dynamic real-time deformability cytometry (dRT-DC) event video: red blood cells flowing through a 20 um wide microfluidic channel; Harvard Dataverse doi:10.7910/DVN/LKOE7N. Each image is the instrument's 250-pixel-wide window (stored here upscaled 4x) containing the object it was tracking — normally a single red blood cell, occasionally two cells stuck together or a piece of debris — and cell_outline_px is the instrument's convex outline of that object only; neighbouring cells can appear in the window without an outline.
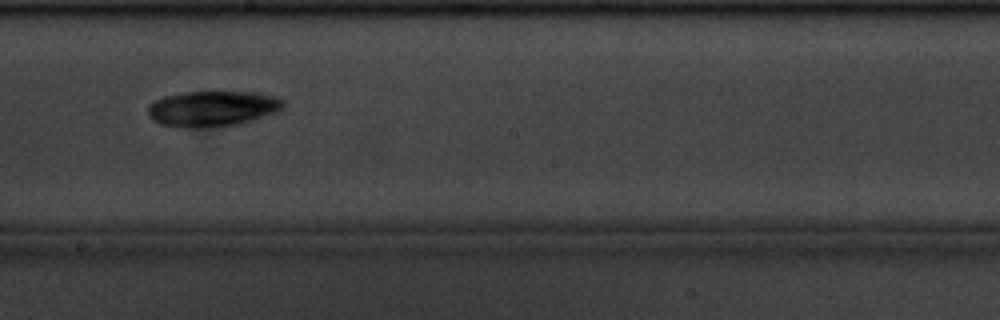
{"species": "common noctule bat (a hibernating species)", "species_latin": "Nyctalus noctula", "temperature_condition": "cold", "stored_images_in_passage": 18, "camera_frame_rate_fps": 3000, "um_per_image_px": 0.085, "animal": {"sex": "male", "body_mass_g": 20.1, "forearm_length_mm": 53.5}, "frame": {"image": 1, "passage_image": 11, "time_ms": 3.333, "image_size_px": [1000, 320], "cell_outline_px": [[284, 108], [280, 112], [240, 124], [192, 128], [160, 124], [152, 120], [148, 116], [148, 108], [156, 100], [164, 96], [188, 92], [256, 92], [276, 96], [284, 100]], "centroid_in_image_um": [18.13, 9.23], "position_along_channel_um": 230.1, "area_um2": 28.15}}